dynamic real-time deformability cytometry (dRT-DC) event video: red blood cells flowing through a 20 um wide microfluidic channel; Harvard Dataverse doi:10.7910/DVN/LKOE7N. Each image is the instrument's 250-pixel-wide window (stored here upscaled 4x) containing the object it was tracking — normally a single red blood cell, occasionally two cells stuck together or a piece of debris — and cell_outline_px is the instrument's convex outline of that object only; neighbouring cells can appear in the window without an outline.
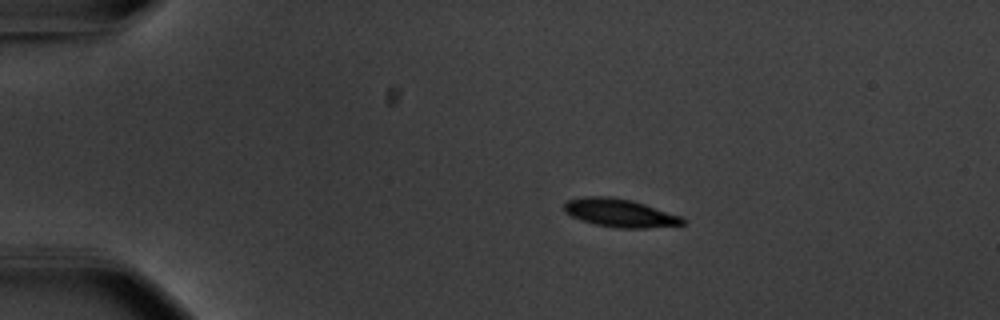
{"species": "common noctule bat (a hibernating species)", "species_latin": "Nyctalus noctula", "temperature_condition": "warm", "stored_images_in_passage": 45, "camera_frame_rate_fps": 3000, "um_per_image_px": 0.085, "animal": {"sex": "male", "body_mass_g": 20.1, "forearm_length_mm": 53.5}, "frame": {"image": 1, "passage_image": 1, "time_ms": 0.0, "image_size_px": [1000, 320], "cell_outline_px": [[688, 220], [684, 224], [644, 228], [616, 228], [596, 224], [572, 216], [564, 212], [564, 204], [568, 200], [584, 196], [612, 196], [632, 200], [680, 216]], "centroid_in_image_um": [52.68, 18.09], "position_along_channel_um": 32.3, "area_um2": 19.31}}
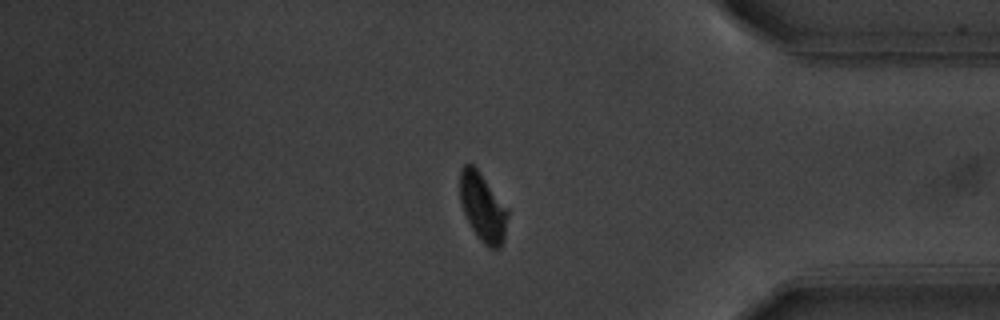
{"frame": {"image": 2, "passage_image": 37, "time_ms": 12.0, "image_size_px": [1000, 320], "cell_outline_px": [[508, 216], [504, 240], [500, 248], [488, 248], [476, 236], [464, 212], [460, 200], [460, 168], [464, 164], [472, 164], [476, 168], [508, 208]], "centroid_in_image_um": [41.04, 17.64], "position_along_channel_um": 394.2, "area_um2": 18.96}}
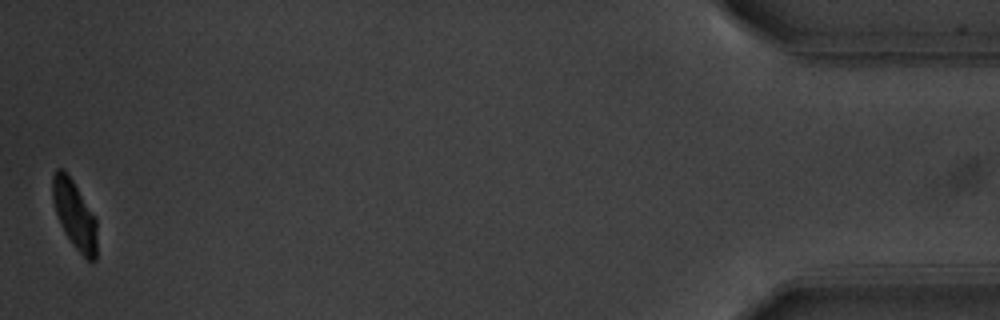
{"frame": {"image": 3, "passage_image": 45, "time_ms": 14.667, "image_size_px": [1000, 320], "cell_outline_px": [[96, 260], [88, 260], [72, 244], [64, 232], [56, 212], [52, 200], [52, 176], [56, 168], [64, 168], [72, 180], [96, 220]], "centroid_in_image_um": [6.3, 18.21], "position_along_channel_um": 428.9, "area_um2": 17.28}, "authors_computed_cell_mechanics": {"area_um2": 19.5364, "velocity_mm_per_s": 3.6876, "shape_relaxation_time_tau1_ms": 2.0054, "shape_relaxation_time_tau2_ms": null, "deformation_change_tau1": 0.144, "deformation_change_tau2": null}}